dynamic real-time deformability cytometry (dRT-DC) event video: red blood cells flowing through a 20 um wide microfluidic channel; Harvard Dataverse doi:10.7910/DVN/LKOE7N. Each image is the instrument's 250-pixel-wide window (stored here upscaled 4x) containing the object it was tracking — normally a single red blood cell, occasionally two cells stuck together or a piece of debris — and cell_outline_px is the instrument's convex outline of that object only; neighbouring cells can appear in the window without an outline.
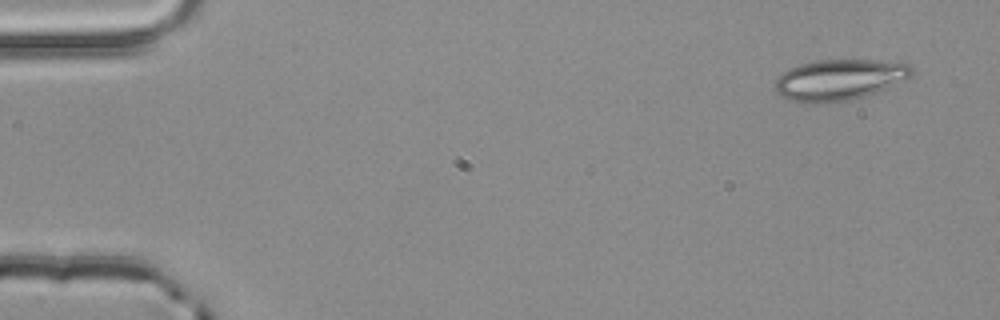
{"species": "common noctule bat (a hibernating species)", "species_latin": "Nyctalus noctula", "temperature_condition": "room temperature", "stored_images_in_passage": 4, "camera_frame_rate_fps": 3000, "um_per_image_px": 0.085, "animal": {"sex": "male", "body_mass_g": 20.4}, "frame": {"image": 1, "passage_image": 1, "time_ms": 0.0, "image_size_px": [1000, 320], "cell_outline_px": [[912, 72], [904, 80], [876, 92], [864, 96], [848, 100], [820, 104], [804, 104], [780, 96], [776, 92], [776, 80], [780, 72], [788, 68], [812, 60], [900, 60], [912, 64]], "centroid_in_image_um": [71.33, 6.76], "position_along_channel_um": 13.7, "area_um2": 33.12}}